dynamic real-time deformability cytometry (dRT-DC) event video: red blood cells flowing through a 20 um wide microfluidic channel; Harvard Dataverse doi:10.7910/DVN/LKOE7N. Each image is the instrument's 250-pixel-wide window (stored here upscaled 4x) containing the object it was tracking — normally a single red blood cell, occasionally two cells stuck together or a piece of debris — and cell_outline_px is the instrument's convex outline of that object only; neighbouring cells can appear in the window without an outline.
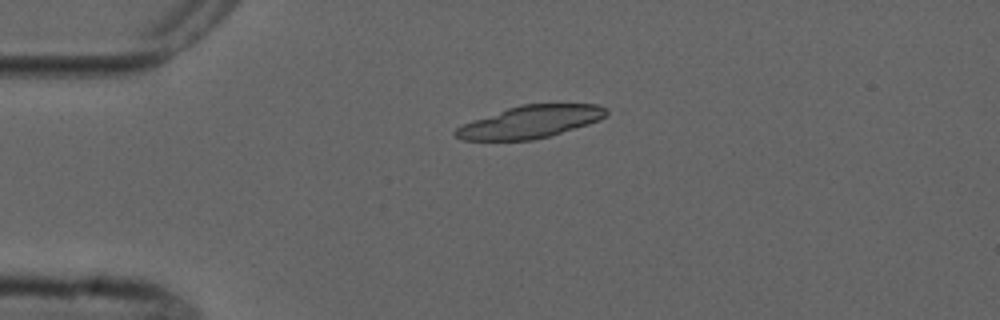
{"species": "common noctule bat (a hibernating species)", "species_latin": "Nyctalus noctula", "temperature_condition": "cold", "stored_images_in_passage": 4, "camera_frame_rate_fps": 3000, "um_per_image_px": 0.085, "animal": {"sex": "male", "forearm_length_mm": 52.5}, "frame": {"image": 1, "passage_image": 2, "time_ms": 2.0, "image_size_px": [1000, 320], "cell_outline_px": [[608, 112], [600, 120], [588, 124], [548, 136], [532, 140], [464, 140], [456, 136], [452, 132], [456, 128], [472, 120], [520, 104], [596, 104], [608, 108]], "centroid_in_image_um": [45.08, 10.35], "position_along_channel_um": 39.9, "area_um2": 28.21}}